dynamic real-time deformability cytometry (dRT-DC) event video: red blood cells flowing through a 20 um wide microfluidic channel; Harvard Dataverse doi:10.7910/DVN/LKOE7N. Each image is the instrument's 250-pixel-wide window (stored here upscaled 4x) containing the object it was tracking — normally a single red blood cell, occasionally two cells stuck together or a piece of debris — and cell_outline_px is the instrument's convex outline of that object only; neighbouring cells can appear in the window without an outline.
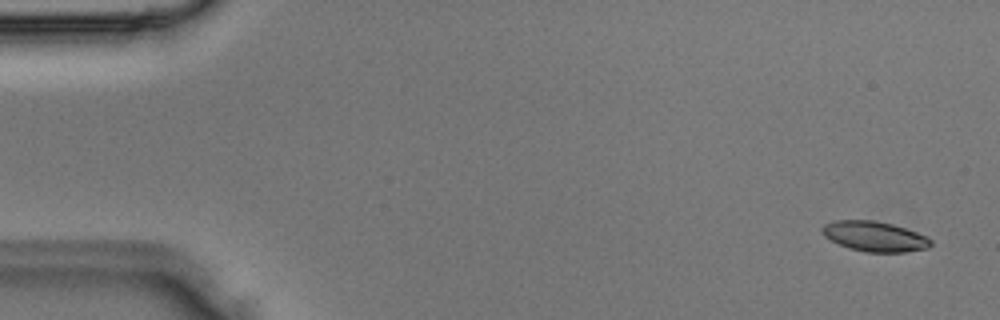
{"species": "Egyptian fruit bat (a non-hibernating species)", "species_latin": "Rousettus aegyptiacus", "temperature_condition": "room temperature", "stored_images_in_passage": 4, "camera_frame_rate_fps": 3000, "um_per_image_px": 0.085, "animal": {"sex": "male"}, "frame": {"image": 1, "passage_image": 1, "time_ms": 0.0, "image_size_px": [1000, 320], "cell_outline_px": [[932, 244], [928, 248], [904, 252], [864, 252], [848, 248], [824, 236], [820, 232], [820, 228], [824, 224], [832, 220], [872, 220], [892, 224], [928, 236], [932, 240]], "centroid_in_image_um": [74.32, 20.09], "position_along_channel_um": 10.7, "area_um2": 19.19}}
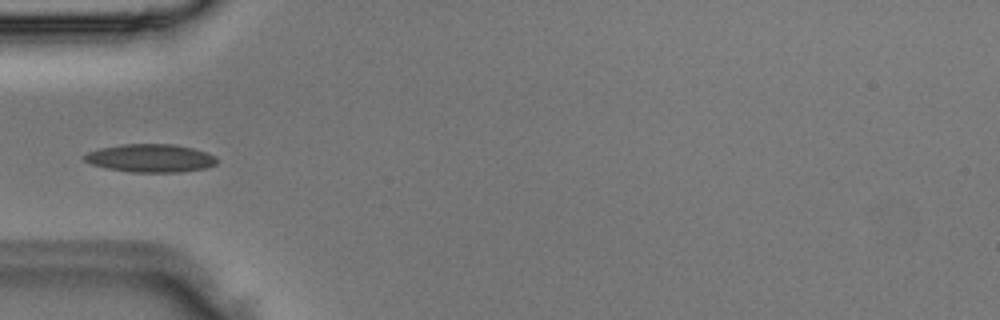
{"frame": {"image": 2, "passage_image": 4, "time_ms": 1.0, "image_size_px": [1000, 320], "cell_outline_px": [[216, 164], [204, 168], [180, 172], [132, 172], [108, 168], [92, 164], [84, 160], [80, 156], [88, 152], [100, 148], [120, 144], [176, 144], [208, 152], [216, 156]], "centroid_in_image_um": [12.78, 13.43], "position_along_channel_um": 72.2, "area_um2": 21.73}}